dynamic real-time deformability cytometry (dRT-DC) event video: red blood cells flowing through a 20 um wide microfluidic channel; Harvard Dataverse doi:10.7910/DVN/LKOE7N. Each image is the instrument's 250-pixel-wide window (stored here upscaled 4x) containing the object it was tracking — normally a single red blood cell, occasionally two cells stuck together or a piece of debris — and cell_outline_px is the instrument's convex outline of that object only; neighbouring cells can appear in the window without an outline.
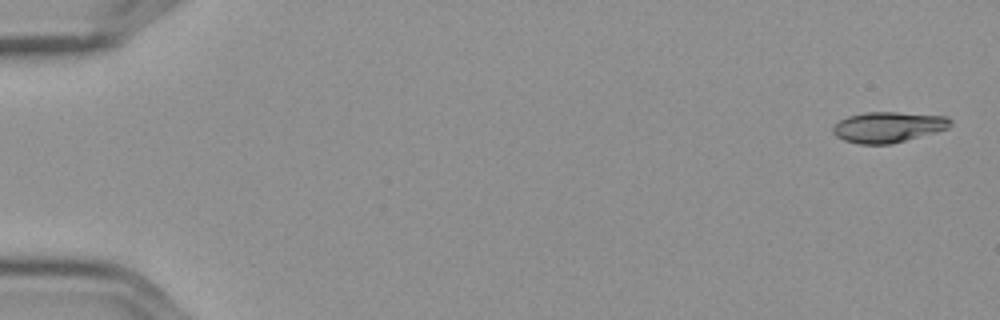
{"species": "Egyptian fruit bat (a non-hibernating species)", "species_latin": "Rousettus aegyptiacus", "temperature_condition": "cold", "stored_images_in_passage": 6, "camera_frame_rate_fps": 3000, "um_per_image_px": 0.085, "frame": {"image": 1, "passage_image": 1, "time_ms": 0.0, "image_size_px": [1000, 320], "cell_outline_px": [[952, 124], [948, 128], [936, 132], [892, 144], [860, 144], [844, 140], [836, 136], [832, 132], [832, 128], [840, 120], [848, 116], [864, 112], [896, 112], [948, 116], [952, 120]], "centroid_in_image_um": [75.51, 10.8], "position_along_channel_um": 9.5, "area_um2": 21.04}}
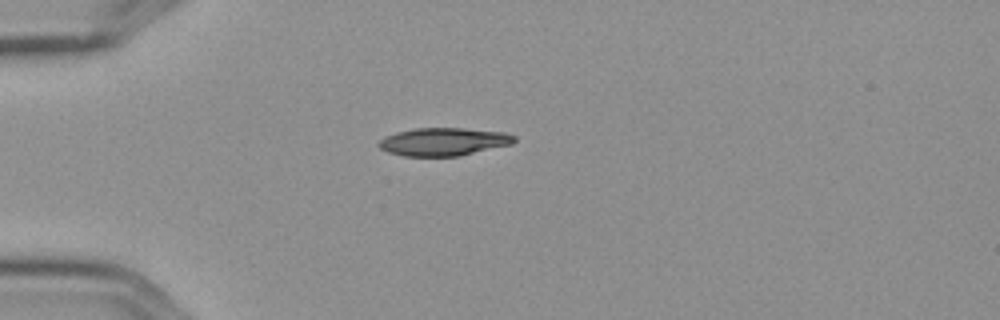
{"frame": {"image": 2, "passage_image": 5, "time_ms": 1.333, "image_size_px": [1000, 320], "cell_outline_px": [[516, 140], [512, 144], [460, 156], [404, 156], [388, 152], [380, 148], [376, 144], [380, 140], [396, 132], [416, 128], [464, 128], [504, 132], [516, 136]], "centroid_in_image_um": [37.72, 12.05], "position_along_channel_um": 47.3, "area_um2": 22.08}}